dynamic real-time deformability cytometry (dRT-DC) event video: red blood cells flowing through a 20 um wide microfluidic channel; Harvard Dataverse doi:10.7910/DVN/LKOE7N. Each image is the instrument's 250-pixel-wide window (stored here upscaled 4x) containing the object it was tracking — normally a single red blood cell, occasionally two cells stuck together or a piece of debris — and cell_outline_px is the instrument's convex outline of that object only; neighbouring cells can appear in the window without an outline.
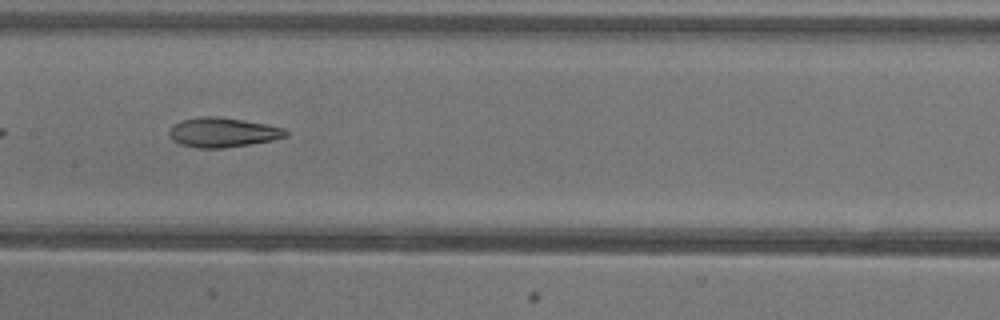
{"species": "common noctule bat (a hibernating species)", "species_latin": "Nyctalus noctula", "temperature_condition": "warm", "stored_images_in_passage": 37, "camera_frame_rate_fps": 3000, "um_per_image_px": 0.085, "animal": {"sex": "female"}, "frame": {"image": 1, "passage_image": 16, "time_ms": 5.0, "image_size_px": [1000, 320], "cell_outline_px": [[288, 136], [272, 140], [224, 148], [196, 148], [180, 144], [172, 140], [168, 132], [180, 120], [200, 116], [216, 116], [244, 120], [284, 128], [288, 132]], "centroid_in_image_um": [18.92, 11.25], "position_along_channel_um": 188.5, "area_um2": 20.0}}
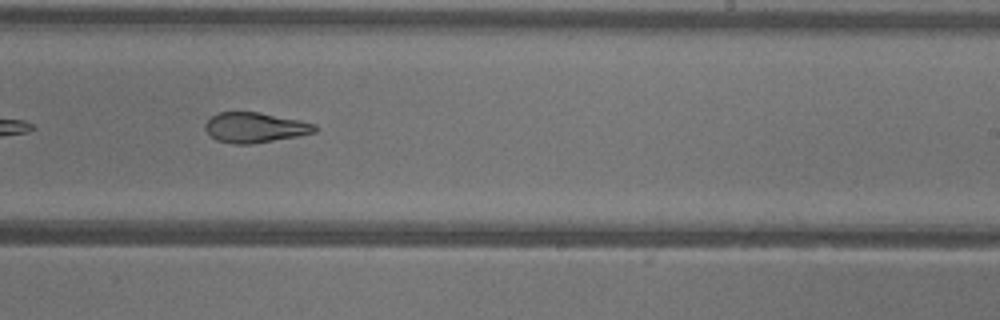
{"frame": {"image": 2, "passage_image": 22, "time_ms": 7.0, "image_size_px": [1000, 320], "cell_outline_px": [[320, 128], [316, 132], [296, 136], [252, 144], [232, 144], [216, 140], [204, 128], [204, 124], [212, 116], [220, 112], [256, 112], [300, 120], [316, 124]], "centroid_in_image_um": [21.69, 10.84], "position_along_channel_um": 267.3, "area_um2": 19.19}, "authors_computed_cell_mechanics": {"area_um2": 20.9236, "velocity_mm_per_s": 3.9743, "shape_relaxation_time_tau1_ms": null, "shape_relaxation_time_tau2_ms": 3.7125, "deformation_change_tau1": null, "deformation_change_tau2": 0.1214}}